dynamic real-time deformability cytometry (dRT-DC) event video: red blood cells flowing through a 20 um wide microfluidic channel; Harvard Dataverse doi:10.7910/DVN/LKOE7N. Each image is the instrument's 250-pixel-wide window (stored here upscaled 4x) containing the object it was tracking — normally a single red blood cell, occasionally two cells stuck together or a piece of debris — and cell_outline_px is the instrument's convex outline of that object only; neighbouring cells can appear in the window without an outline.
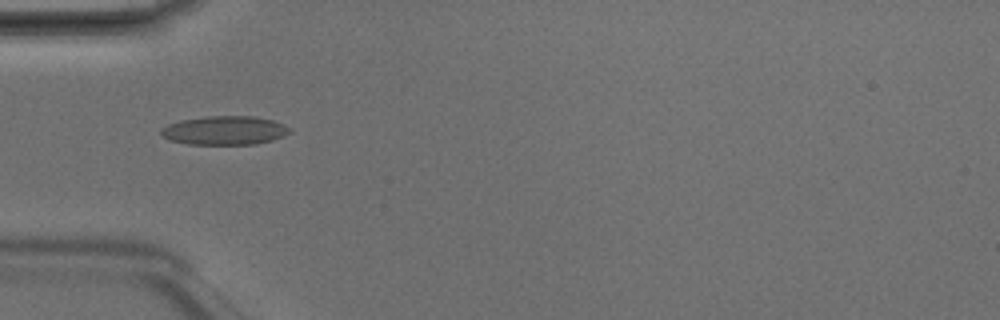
{"species": "Egyptian fruit bat (a non-hibernating species)", "species_latin": "Rousettus aegyptiacus", "temperature_condition": "room temperature", "stored_images_in_passage": 5, "camera_frame_rate_fps": 3000, "um_per_image_px": 0.085, "animal": {"sex": "male"}, "frame": {"image": 1, "passage_image": 5, "time_ms": 1.333, "image_size_px": [1000, 320], "cell_outline_px": [[292, 132], [272, 140], [256, 144], [188, 144], [168, 140], [160, 132], [160, 128], [168, 124], [180, 120], [208, 116], [252, 116], [272, 120], [288, 128]], "centroid_in_image_um": [19.04, 11.09], "position_along_channel_um": 66.0, "area_um2": 21.44}}